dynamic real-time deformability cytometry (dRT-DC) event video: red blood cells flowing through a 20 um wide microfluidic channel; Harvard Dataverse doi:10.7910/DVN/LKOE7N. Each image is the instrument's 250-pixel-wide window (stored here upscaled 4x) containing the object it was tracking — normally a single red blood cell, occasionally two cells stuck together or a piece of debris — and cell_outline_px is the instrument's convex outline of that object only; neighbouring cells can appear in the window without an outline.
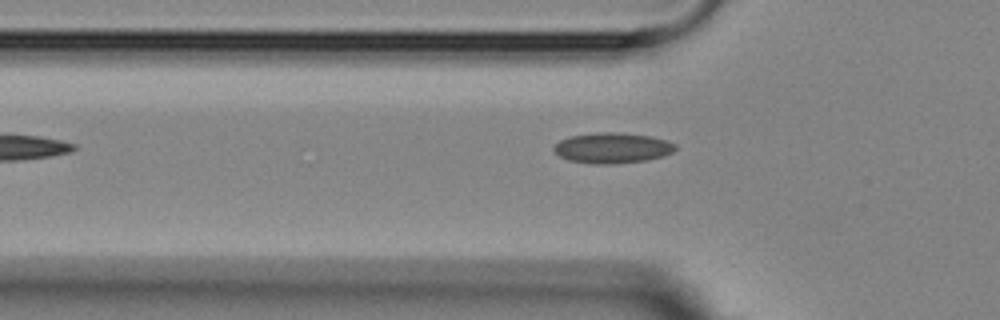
{"species": "Egyptian fruit bat (a non-hibernating species)", "species_latin": "Rousettus aegyptiacus", "temperature_condition": "room temperature", "stored_images_in_passage": 2, "camera_frame_rate_fps": 3000, "um_per_image_px": 0.085, "animal": {"sex": "female"}, "frame": {"image": 1, "passage_image": 2, "time_ms": 1.333, "image_size_px": [1000, 320], "cell_outline_px": [[676, 148], [672, 152], [664, 156], [648, 160], [612, 164], [592, 164], [568, 160], [560, 156], [552, 148], [560, 140], [572, 136], [600, 132], [616, 132], [652, 136], [668, 140], [676, 144]], "centroid_in_image_um": [52.09, 12.58], "position_along_channel_um": 73.7, "area_um2": 21.68}}